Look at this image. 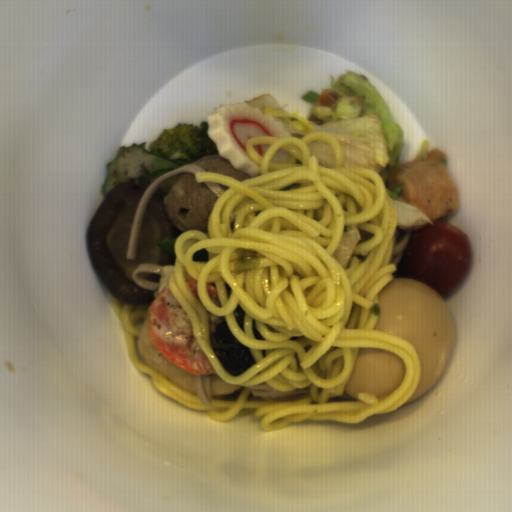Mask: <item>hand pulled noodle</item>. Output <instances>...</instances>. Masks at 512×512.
I'll use <instances>...</instances> for the list:
<instances>
[{
    "mask_svg": "<svg viewBox=\"0 0 512 512\" xmlns=\"http://www.w3.org/2000/svg\"><path fill=\"white\" fill-rule=\"evenodd\" d=\"M254 144L272 145L262 157ZM261 174L239 181L196 172L197 183L229 186L208 216L207 232L174 239L169 292L224 382L242 386L236 400L197 395L139 359L135 324L150 305L110 304L124 328L126 354L152 387L207 417L229 423L254 412L262 431L293 422L361 423L406 404L422 377L405 338L374 330L378 294L393 281L399 217L380 174L345 167L340 141L325 131L298 137H253L244 145ZM289 163L270 162L279 149ZM361 234L347 269L331 256L343 232ZM382 348L407 367L394 394L344 391L359 348Z\"/></svg>",
    "mask_w": 512,
    "mask_h": 512,
    "instance_id": "1",
    "label": "hand pulled noodle"
}]
</instances>
